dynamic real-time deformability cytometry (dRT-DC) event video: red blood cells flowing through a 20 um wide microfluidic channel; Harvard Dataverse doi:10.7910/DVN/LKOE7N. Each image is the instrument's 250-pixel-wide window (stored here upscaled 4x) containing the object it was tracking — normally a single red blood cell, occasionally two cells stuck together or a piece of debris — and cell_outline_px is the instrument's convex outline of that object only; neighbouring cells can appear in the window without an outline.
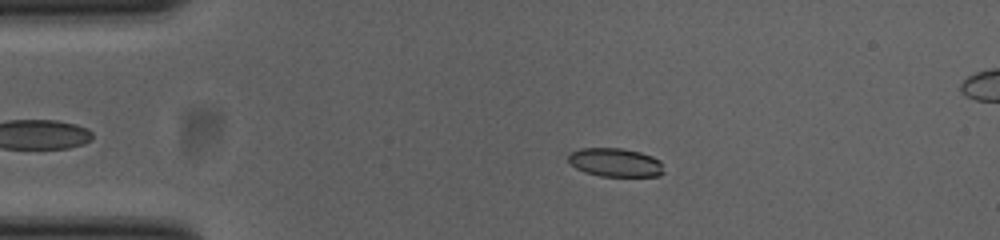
{"species": "common noctule bat (a hibernating species)", "species_latin": "Nyctalus noctula", "temperature_condition": "cold", "stored_images_in_passage": 46, "camera_frame_rate_fps": 3000, "um_per_image_px": 0.085, "animal": {"sex": "female", "body_mass_g": 23.0, "forearm_length_mm": 53.4}, "frame": {"image": 1, "passage_image": 10, "time_ms": 3.0, "image_size_px": [1000, 240], "cell_outline_px": [[664, 172], [660, 176], [600, 176], [584, 172], [576, 168], [568, 160], [568, 152], [580, 148], [620, 148], [640, 152], [652, 156], [660, 160]], "centroid_in_image_um": [52.29, 13.8], "position_along_channel_um": 32.7, "area_um2": 16.01}}
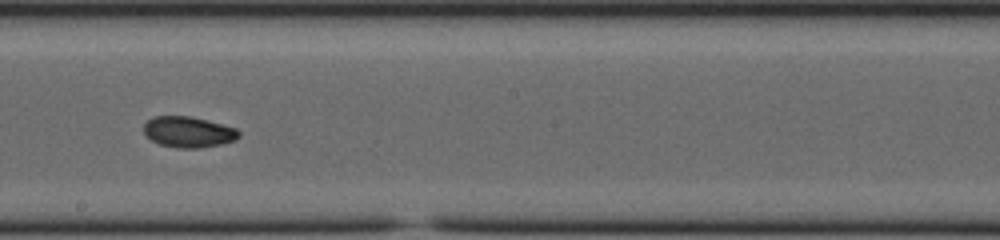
{"frame": {"image": 2, "passage_image": 29, "time_ms": 9.333, "image_size_px": [1000, 240], "cell_outline_px": [[240, 136], [236, 140], [220, 144], [200, 148], [176, 148], [160, 144], [152, 140], [144, 132], [144, 124], [148, 120], [156, 116], [188, 116], [236, 128], [240, 132]], "centroid_in_image_um": [16.02, 11.23], "position_along_channel_um": 232.2, "area_um2": 16.88}}
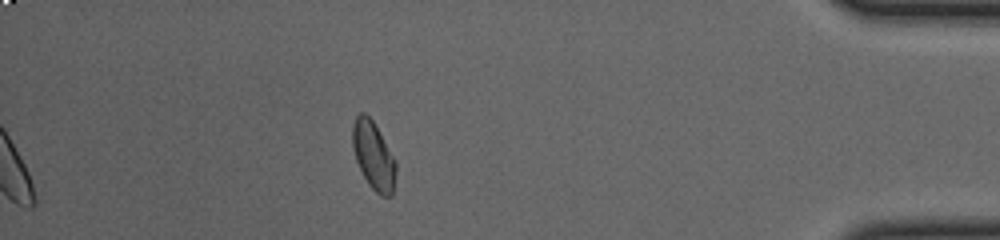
{"frame": {"image": 3, "passage_image": 46, "time_ms": 15.0, "image_size_px": [1000, 240], "cell_outline_px": [[396, 172], [392, 196], [380, 196], [368, 184], [356, 160], [352, 148], [352, 124], [356, 116], [360, 112], [364, 112], [372, 120], [396, 160]], "centroid_in_image_um": [31.74, 13.23], "position_along_channel_um": 403.5, "area_um2": 17.17}, "authors_computed_cell_mechanics": {"area_um2": 16.8487, "velocity_mm_per_s": 3.8555, "shape_relaxation_time_tau1_ms": 5.9531, "shape_relaxation_time_tau2_ms": 3.3784, "deformation_change_tau1": 0.1108, "deformation_change_tau2": 0.059}}